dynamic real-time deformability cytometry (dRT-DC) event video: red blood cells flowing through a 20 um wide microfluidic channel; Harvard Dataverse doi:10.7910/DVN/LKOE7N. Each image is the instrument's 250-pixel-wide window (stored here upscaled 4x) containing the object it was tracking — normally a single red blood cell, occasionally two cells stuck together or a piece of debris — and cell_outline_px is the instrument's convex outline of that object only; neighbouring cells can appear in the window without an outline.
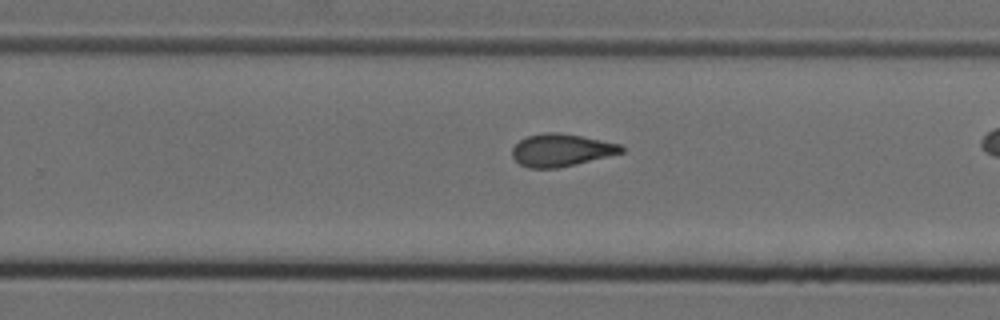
{"species": "Egyptian fruit bat (a non-hibernating species)", "species_latin": "Rousettus aegyptiacus", "temperature_condition": "cold", "stored_images_in_passage": 28, "camera_frame_rate_fps": 3000, "um_per_image_px": 0.085, "animal": {"sex": "female"}, "frame": {"image": 1, "passage_image": 20, "time_ms": 6.333, "image_size_px": [1000, 320], "cell_outline_px": [[624, 152], [576, 164], [556, 168], [528, 168], [520, 164], [512, 156], [512, 148], [520, 140], [528, 136], [544, 132], [560, 132], [620, 144], [624, 148]], "centroid_in_image_um": [47.68, 12.76], "position_along_channel_um": 282.1, "area_um2": 20.52}}